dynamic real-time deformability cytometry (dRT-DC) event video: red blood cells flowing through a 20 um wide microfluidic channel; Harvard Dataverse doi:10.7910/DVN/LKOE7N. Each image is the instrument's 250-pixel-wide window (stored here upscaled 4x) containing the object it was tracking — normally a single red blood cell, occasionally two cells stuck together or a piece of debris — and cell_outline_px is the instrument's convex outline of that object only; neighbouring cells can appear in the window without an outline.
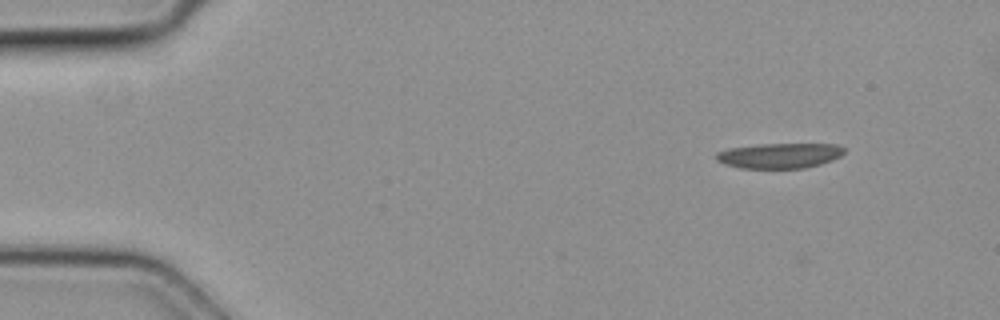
{"species": "common noctule bat (a hibernating species)", "species_latin": "Nyctalus noctula", "temperature_condition": "cold", "stored_images_in_passage": 2, "camera_frame_rate_fps": 3000, "um_per_image_px": 0.085, "animal": {"sex": "female", "body_mass_g": 19.3, "forearm_length_mm": 54.1}, "frame": {"image": 1, "passage_image": 2, "time_ms": 0.333, "image_size_px": [1000, 320], "cell_outline_px": [[844, 152], [840, 156], [832, 160], [820, 164], [804, 168], [740, 168], [724, 164], [716, 160], [716, 152], [728, 148], [760, 144], [836, 144], [844, 148]], "centroid_in_image_um": [66.23, 13.22], "position_along_channel_um": 18.8, "area_um2": 18.79}}